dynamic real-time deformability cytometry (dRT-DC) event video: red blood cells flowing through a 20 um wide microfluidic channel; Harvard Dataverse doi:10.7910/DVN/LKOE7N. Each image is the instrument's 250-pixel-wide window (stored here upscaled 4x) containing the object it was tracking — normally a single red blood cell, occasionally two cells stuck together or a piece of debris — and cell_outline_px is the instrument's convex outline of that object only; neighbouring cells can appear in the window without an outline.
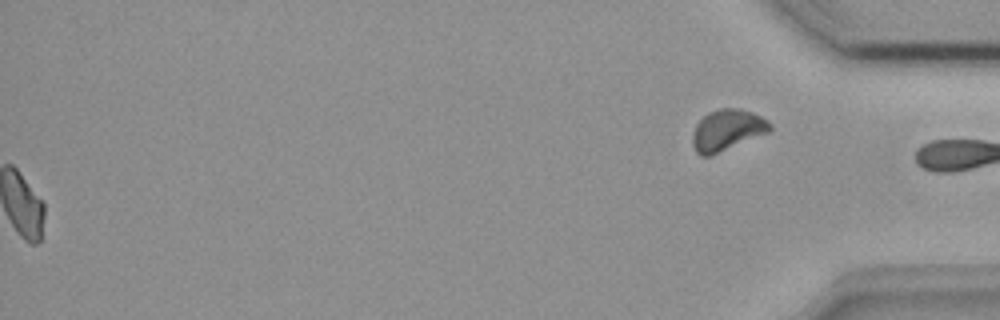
{"species": "common noctule bat (a hibernating species)", "species_latin": "Nyctalus noctula", "temperature_condition": "room temperature", "stored_images_in_passage": 44, "segment_of_instrument_passage": [2, 2], "camera_frame_rate_fps": 3000, "um_per_image_px": 0.085, "animal": {"sex": "female", "body_mass_g": 18.4}, "frame": {"image": 1, "passage_image": 44, "time_ms": 14.333, "image_size_px": [1000, 320], "cell_outline_px": [[772, 128], [768, 132], [708, 156], [700, 156], [696, 152], [692, 144], [692, 136], [696, 124], [708, 112], [720, 108], [740, 108], [752, 112], [768, 120], [772, 124]], "centroid_in_image_um": [61.8, 11.03], "position_along_channel_um": 373.4, "area_um2": 18.32}}